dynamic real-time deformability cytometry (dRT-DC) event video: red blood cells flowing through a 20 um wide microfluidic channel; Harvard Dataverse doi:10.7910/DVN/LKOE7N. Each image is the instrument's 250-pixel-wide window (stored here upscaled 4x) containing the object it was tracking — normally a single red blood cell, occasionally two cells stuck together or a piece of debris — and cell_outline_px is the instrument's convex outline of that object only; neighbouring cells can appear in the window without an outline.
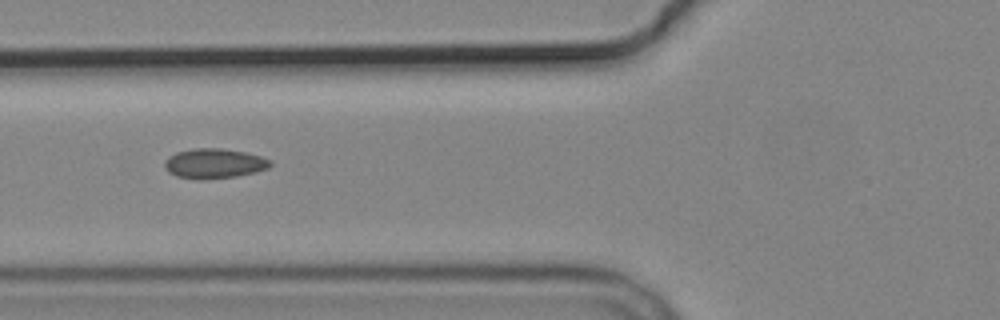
{"species": "common noctule bat (a hibernating species)", "species_latin": "Nyctalus noctula", "temperature_condition": "cold", "stored_images_in_passage": 4, "camera_frame_rate_fps": 3000, "um_per_image_px": 0.085, "animal": {"sex": "male", "body_mass_g": 19.2, "forearm_length_mm": 51.8}, "frame": {"image": 1, "passage_image": 3, "time_ms": 3.0, "image_size_px": [1000, 320], "cell_outline_px": [[272, 164], [268, 168], [256, 172], [236, 176], [204, 180], [196, 180], [176, 176], [168, 172], [164, 168], [164, 160], [168, 156], [176, 152], [192, 148], [220, 148], [244, 152], [260, 156], [272, 160]], "centroid_in_image_um": [18.17, 13.9], "position_along_channel_um": 107.6, "area_um2": 18.67}}
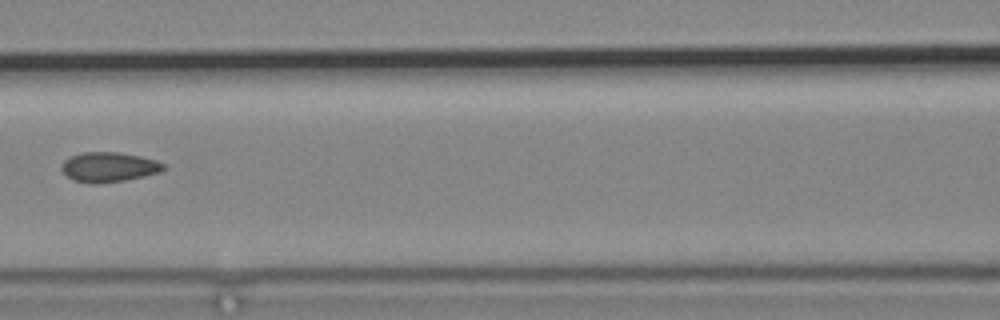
{"frame": {"image": 2, "passage_image": 4, "time_ms": 4.333, "image_size_px": [1000, 320], "cell_outline_px": [[164, 168], [160, 172], [144, 176], [124, 180], [96, 184], [92, 184], [72, 180], [60, 168], [64, 160], [80, 152], [116, 152], [140, 156], [156, 160], [164, 164]], "centroid_in_image_um": [9.23, 14.2], "position_along_channel_um": 157.4, "area_um2": 17.63}}